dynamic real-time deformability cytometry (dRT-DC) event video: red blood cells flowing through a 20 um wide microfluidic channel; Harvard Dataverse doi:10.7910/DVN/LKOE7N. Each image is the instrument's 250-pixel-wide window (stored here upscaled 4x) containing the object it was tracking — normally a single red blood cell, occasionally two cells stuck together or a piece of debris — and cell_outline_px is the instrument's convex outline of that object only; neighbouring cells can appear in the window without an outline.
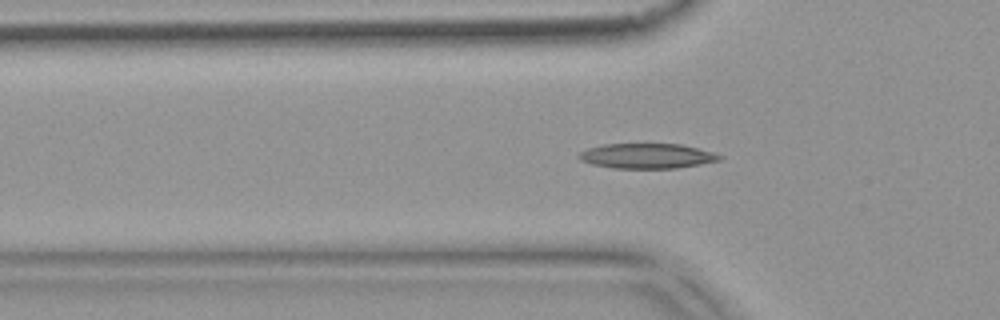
{"species": "common noctule bat (a hibernating species)", "species_latin": "Nyctalus noctula", "temperature_condition": "warm", "stored_images_in_passage": 53, "camera_frame_rate_fps": 3000, "um_per_image_px": 0.085, "animal": {"sex": "female", "body_mass_g": 18.4}, "frame": {"image": 1, "passage_image": 17, "time_ms": 5.333, "image_size_px": [1000, 320], "cell_outline_px": [[724, 156], [720, 160], [700, 164], [676, 168], [612, 168], [592, 164], [580, 160], [576, 156], [580, 152], [588, 148], [604, 144], [680, 144], [712, 152]], "centroid_in_image_um": [54.96, 13.26], "position_along_channel_um": 70.8, "area_um2": 20.4}}
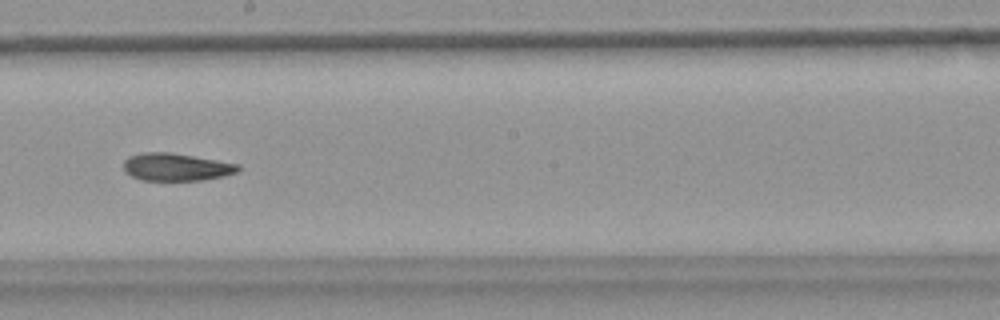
{"frame": {"image": 2, "passage_image": 30, "time_ms": 9.667, "image_size_px": [1000, 320], "cell_outline_px": [[240, 168], [236, 172], [224, 176], [200, 180], [140, 180], [124, 172], [124, 160], [128, 156], [144, 152], [168, 152], [240, 164]], "centroid_in_image_um": [14.94, 14.19], "position_along_channel_um": 233.3, "area_um2": 18.32}}
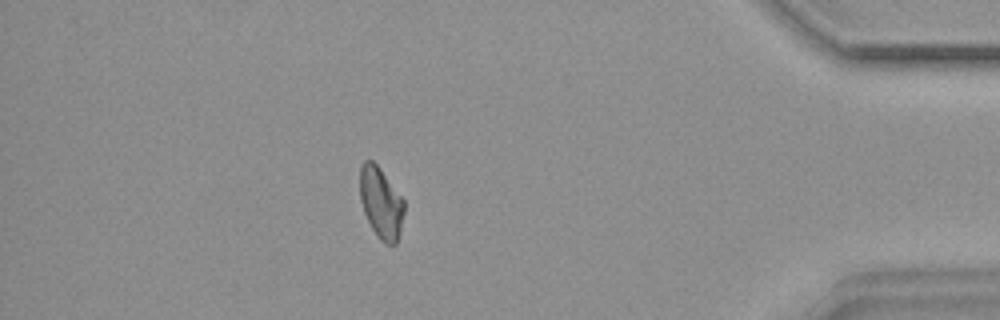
{"frame": {"image": 3, "passage_image": 47, "time_ms": 15.333, "image_size_px": [1000, 320], "cell_outline_px": [[404, 212], [400, 232], [396, 244], [384, 244], [380, 240], [372, 228], [364, 212], [360, 200], [360, 168], [364, 160], [372, 160], [380, 168], [404, 200]], "centroid_in_image_um": [32.38, 17.24], "position_along_channel_um": 402.8, "area_um2": 18.26}, "authors_computed_cell_mechanics": {"area_um2": 19.074, "velocity_mm_per_s": 3.7563, "shape_relaxation_time_tau1_ms": 9.4227, "shape_relaxation_time_tau2_ms": 6.8182, "deformation_change_tau1": 0.1932, "deformation_change_tau2": 0.1384}}